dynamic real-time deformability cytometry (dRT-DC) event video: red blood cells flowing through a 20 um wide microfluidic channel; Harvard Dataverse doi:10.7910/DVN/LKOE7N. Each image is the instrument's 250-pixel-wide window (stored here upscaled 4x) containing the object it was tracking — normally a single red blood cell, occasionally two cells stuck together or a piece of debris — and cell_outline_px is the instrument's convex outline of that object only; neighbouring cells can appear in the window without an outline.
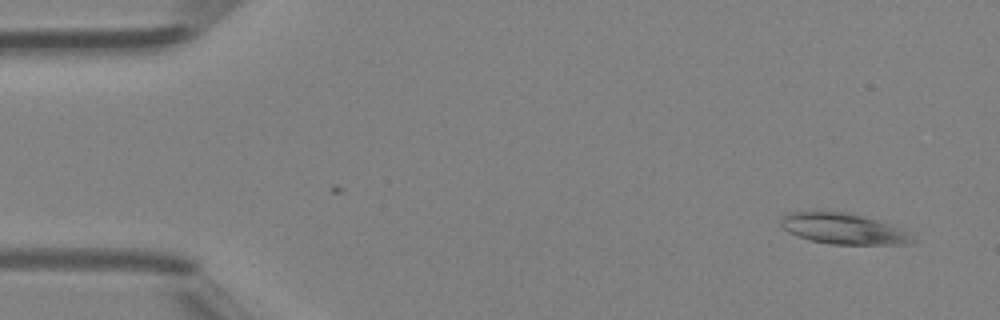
{"species": "Egyptian fruit bat (a non-hibernating species)", "species_latin": "Rousettus aegyptiacus", "temperature_condition": "room temperature", "stored_images_in_passage": 45, "camera_frame_rate_fps": 3000, "um_per_image_px": 0.085, "animal": {"sex": "female"}, "frame": {"image": 1, "passage_image": 1, "time_ms": 0.0, "image_size_px": [1000, 320], "cell_outline_px": [[912, 244], [832, 244], [808, 240], [796, 236], [788, 232], [780, 224], [780, 220], [788, 212], [848, 212], [864, 216], [888, 224], [904, 232], [912, 240]], "centroid_in_image_um": [71.58, 19.44], "position_along_channel_um": 13.4, "area_um2": 23.06}}
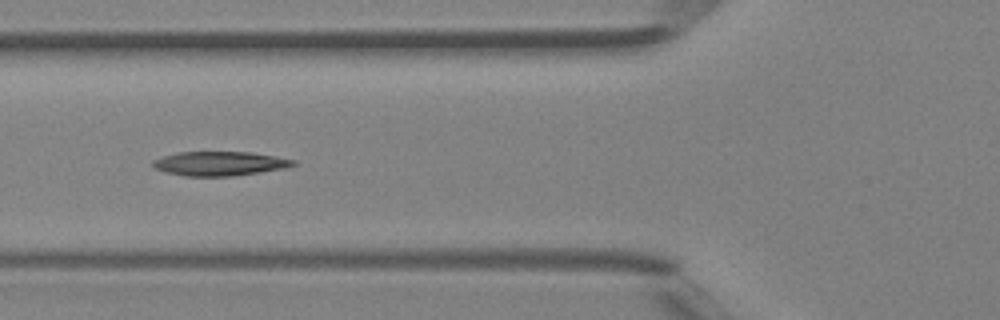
{"frame": {"image": 2, "passage_image": 16, "time_ms": 5.0, "image_size_px": [1000, 320], "cell_outline_px": [[296, 164], [284, 168], [260, 172], [232, 176], [184, 176], [164, 172], [152, 168], [152, 160], [176, 152], [252, 152], [296, 160]], "centroid_in_image_um": [18.62, 13.9], "position_along_channel_um": 107.2, "area_um2": 19.88}}
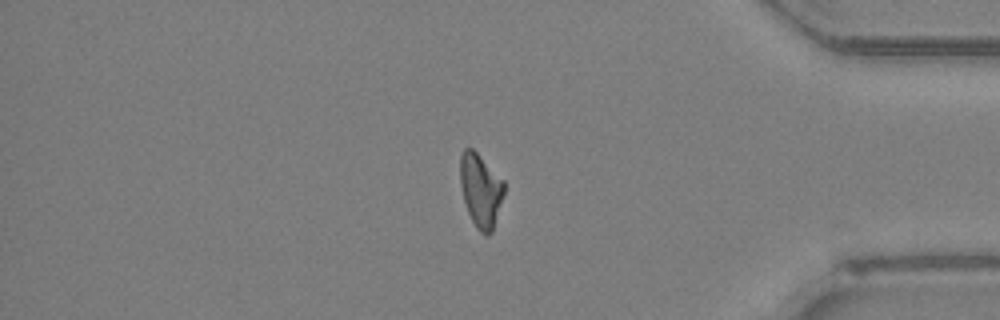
{"frame": {"image": 3, "passage_image": 38, "time_ms": 12.333, "image_size_px": [1000, 320], "cell_outline_px": [[504, 192], [492, 232], [484, 236], [476, 228], [468, 212], [464, 200], [460, 184], [460, 156], [464, 148], [472, 148], [504, 180]], "centroid_in_image_um": [40.85, 16.17], "position_along_channel_um": 394.4, "area_um2": 18.67}, "authors_computed_cell_mechanics": {"area_um2": 19.8832, "velocity_mm_per_s": 4.3036, "shape_relaxation_time_tau1_ms": 8.0467, "shape_relaxation_time_tau2_ms": 7.6027, "deformation_change_tau1": 0.2238, "deformation_change_tau2": 0.1629}}